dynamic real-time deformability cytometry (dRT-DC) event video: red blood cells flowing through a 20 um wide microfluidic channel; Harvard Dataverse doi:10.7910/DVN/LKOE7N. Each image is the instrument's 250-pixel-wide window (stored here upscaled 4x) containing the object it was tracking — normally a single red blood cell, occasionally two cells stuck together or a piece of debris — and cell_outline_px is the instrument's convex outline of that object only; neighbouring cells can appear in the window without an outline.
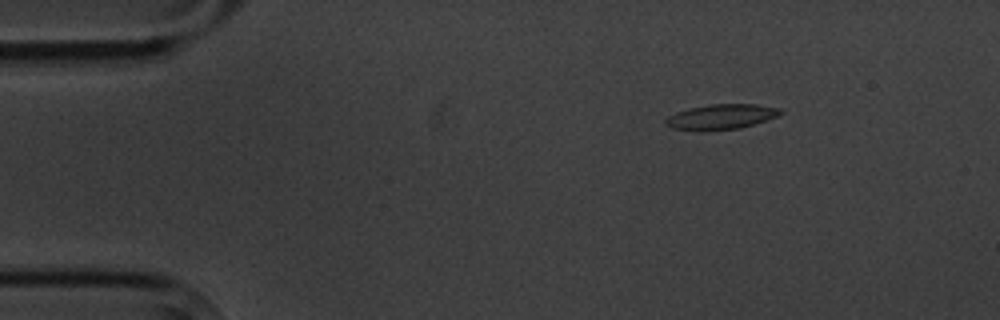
{"species": "common noctule bat (a hibernating species)", "species_latin": "Nyctalus noctula", "temperature_condition": "cold", "stored_images_in_passage": 4, "camera_frame_rate_fps": 3000, "um_per_image_px": 0.085, "animal": {"sex": "male", "body_mass_g": 20.1, "forearm_length_mm": 53.5}, "frame": {"image": 1, "passage_image": 1, "time_ms": 0.0, "image_size_px": [1000, 320], "cell_outline_px": [[784, 112], [776, 116], [740, 128], [704, 132], [672, 128], [664, 124], [664, 120], [668, 116], [676, 112], [688, 108], [712, 104], [756, 104], [780, 108]], "centroid_in_image_um": [61.24, 9.94], "position_along_channel_um": 23.8, "area_um2": 16.94}}